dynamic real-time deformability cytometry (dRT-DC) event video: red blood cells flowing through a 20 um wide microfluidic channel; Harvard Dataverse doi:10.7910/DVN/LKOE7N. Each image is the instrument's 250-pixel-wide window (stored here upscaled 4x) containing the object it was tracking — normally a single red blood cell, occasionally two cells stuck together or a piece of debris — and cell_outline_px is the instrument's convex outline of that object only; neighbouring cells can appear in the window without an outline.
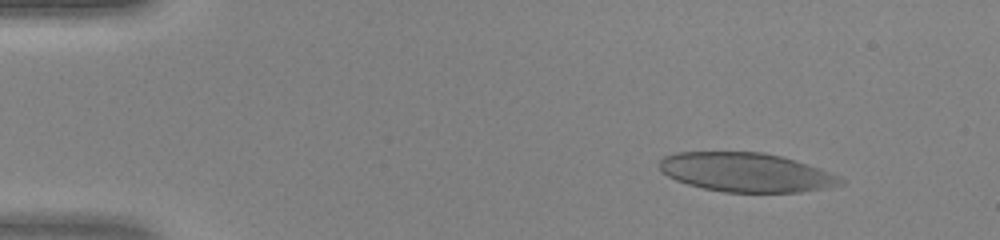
{"species": "human", "species_latin": "Homo sapiens", "temperature_condition": "warm", "stored_images_in_passage": 47, "camera_frame_rate_fps": 3000, "um_per_image_px": 0.085, "donor": {"sex": "female"}, "frame": {"image": 1, "passage_image": 6, "time_ms": 1.667, "image_size_px": [1000, 240], "cell_outline_px": [[844, 184], [824, 188], [800, 192], [724, 192], [704, 188], [688, 184], [676, 180], [660, 172], [660, 160], [664, 156], [676, 152], [764, 152], [780, 156], [808, 164], [820, 168], [840, 176], [844, 180]], "centroid_in_image_um": [63.42, 14.65], "position_along_channel_um": 21.6, "area_um2": 41.21}}
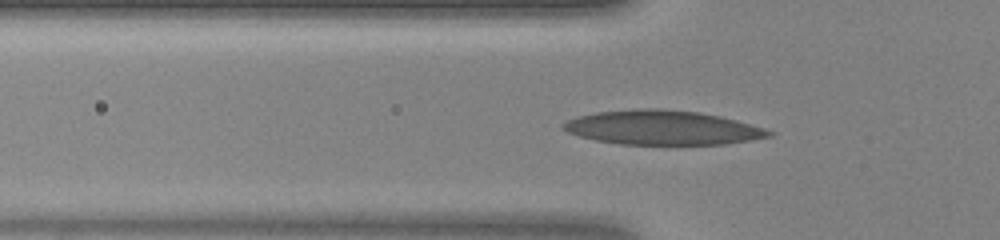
{"frame": {"image": 2, "passage_image": 16, "time_ms": 5.0, "image_size_px": [1000, 240], "cell_outline_px": [[776, 132], [772, 136], [752, 140], [724, 144], [620, 144], [596, 140], [580, 136], [568, 132], [560, 128], [560, 124], [568, 120], [580, 116], [596, 112], [636, 108], [660, 108], [700, 112], [720, 116], [736, 120], [764, 128]], "centroid_in_image_um": [56.32, 10.84], "position_along_channel_um": 69.5, "area_um2": 41.21}}
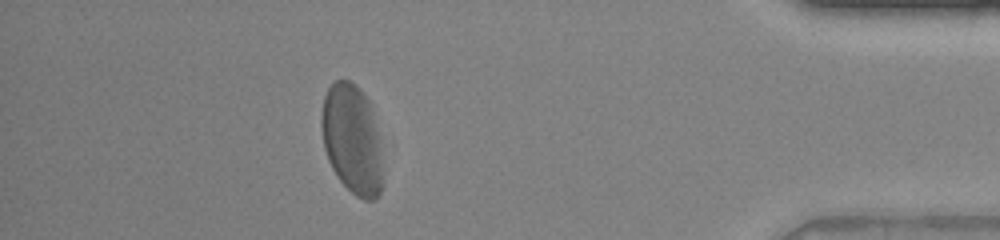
{"frame": {"image": 3, "passage_image": 42, "time_ms": 13.667, "image_size_px": [1000, 240], "cell_outline_px": [[384, 184], [380, 192], [372, 200], [364, 200], [356, 196], [336, 176], [328, 160], [324, 148], [320, 128], [320, 116], [324, 96], [328, 88], [336, 80], [348, 80], [356, 84], [360, 88], [368, 100], [372, 108], [380, 140]], "centroid_in_image_um": [29.93, 11.84], "position_along_channel_um": 405.3, "area_um2": 39.77}}